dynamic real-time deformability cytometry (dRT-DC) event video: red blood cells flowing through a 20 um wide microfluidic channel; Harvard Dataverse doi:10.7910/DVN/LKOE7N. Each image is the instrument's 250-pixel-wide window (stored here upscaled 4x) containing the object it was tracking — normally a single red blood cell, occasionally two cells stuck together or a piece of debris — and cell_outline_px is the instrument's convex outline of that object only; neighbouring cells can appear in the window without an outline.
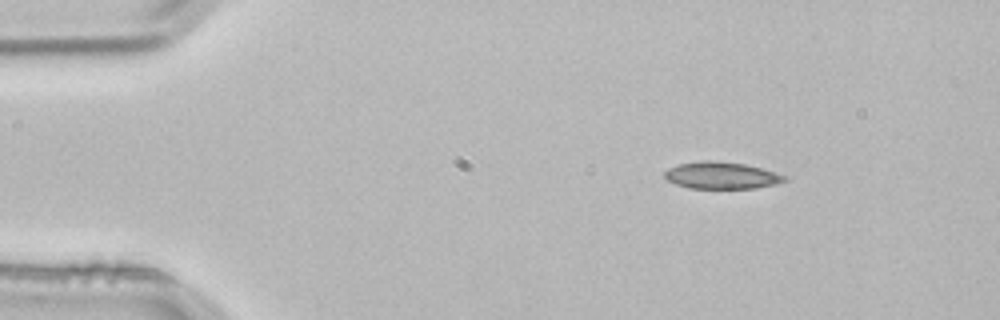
{"species": "common noctule bat (a hibernating species)", "species_latin": "Nyctalus noctula", "temperature_condition": "room temperature", "stored_images_in_passage": 2, "camera_frame_rate_fps": 3000, "um_per_image_px": 0.085, "animal": {"sex": "male", "body_mass_g": 21.5, "forearm_length_mm": 52.0}, "frame": {"image": 1, "passage_image": 1, "time_ms": 0.0, "image_size_px": [1000, 320], "cell_outline_px": [[788, 180], [776, 184], [756, 188], [688, 188], [676, 184], [668, 180], [664, 176], [664, 172], [668, 168], [680, 164], [700, 160], [712, 160], [744, 164], [776, 172], [788, 176]], "centroid_in_image_um": [61.34, 14.91], "position_along_channel_um": 23.7, "area_um2": 18.84}}